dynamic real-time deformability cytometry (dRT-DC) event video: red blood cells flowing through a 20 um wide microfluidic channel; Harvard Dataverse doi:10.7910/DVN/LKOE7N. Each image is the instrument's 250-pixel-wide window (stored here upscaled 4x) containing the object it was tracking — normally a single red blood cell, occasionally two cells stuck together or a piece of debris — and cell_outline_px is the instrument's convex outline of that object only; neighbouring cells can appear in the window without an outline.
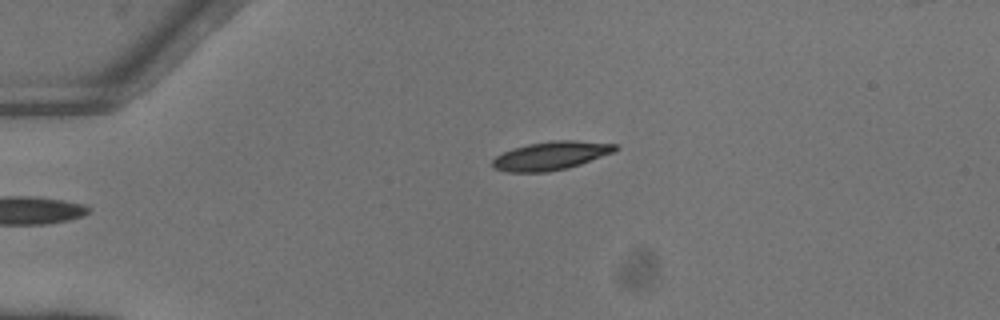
{"species": "common noctule bat (a hibernating species)", "species_latin": "Nyctalus noctula", "temperature_condition": "warm", "stored_images_in_passage": 34, "camera_frame_rate_fps": 3000, "um_per_image_px": 0.085, "animal": {"sex": "female"}, "frame": {"image": 1, "passage_image": 1, "time_ms": 0.0, "image_size_px": [1000, 320], "cell_outline_px": [[616, 148], [612, 152], [580, 164], [568, 168], [548, 172], [508, 172], [492, 168], [492, 160], [496, 156], [512, 148], [528, 144], [552, 140], [572, 140], [616, 144]], "centroid_in_image_um": [46.76, 13.24], "position_along_channel_um": 38.2, "area_um2": 20.17}}
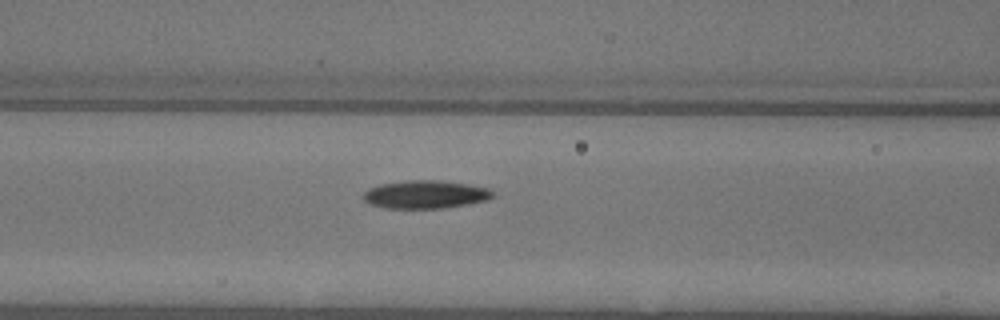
{"frame": {"image": 2, "passage_image": 11, "time_ms": 3.333, "image_size_px": [1000, 320], "cell_outline_px": [[492, 196], [488, 200], [440, 208], [384, 208], [372, 204], [364, 200], [360, 196], [368, 188], [380, 184], [404, 180], [436, 180], [464, 184], [488, 188], [492, 192]], "centroid_in_image_um": [36.07, 16.52], "position_along_channel_um": 130.5, "area_um2": 20.92}}
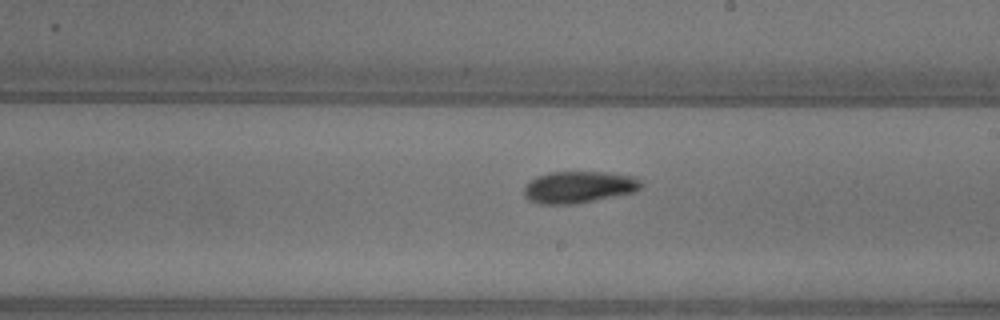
{"frame": {"image": 3, "passage_image": 19, "time_ms": 6.0, "image_size_px": [1000, 320], "cell_outline_px": [[644, 184], [636, 192], [572, 204], [540, 204], [528, 200], [524, 196], [524, 188], [528, 180], [536, 176], [548, 172], [600, 172], [636, 176], [644, 180]], "centroid_in_image_um": [49.2, 15.89], "position_along_channel_um": 239.8, "area_um2": 21.96}, "authors_computed_cell_mechanics": {"area_um2": 20.6924, "velocity_mm_per_s": 4.1079, "shape_relaxation_time_tau1_ms": 4.6151, "shape_relaxation_time_tau2_ms": 2.8285, "deformation_change_tau1": 0.1528, "deformation_change_tau2": 0.0832}}